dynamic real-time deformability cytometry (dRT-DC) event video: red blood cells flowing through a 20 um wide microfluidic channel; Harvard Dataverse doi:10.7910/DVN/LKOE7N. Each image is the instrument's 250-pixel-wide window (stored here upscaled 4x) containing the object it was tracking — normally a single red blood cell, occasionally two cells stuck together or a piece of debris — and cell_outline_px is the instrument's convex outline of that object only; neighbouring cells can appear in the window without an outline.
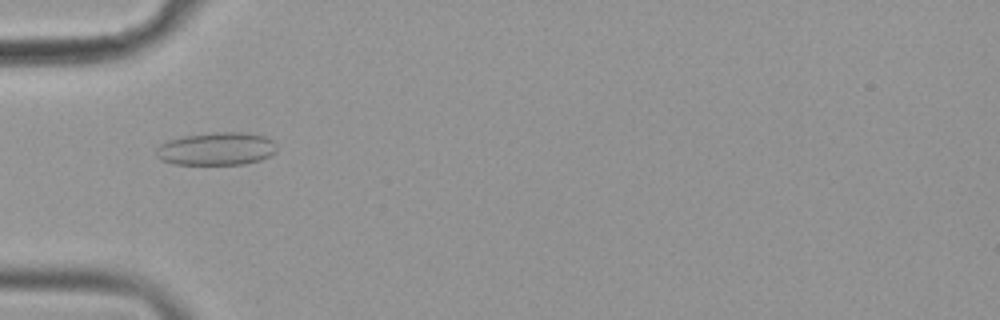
{"species": "common noctule bat (a hibernating species)", "species_latin": "Nyctalus noctula", "temperature_condition": "cold", "stored_images_in_passage": 57, "camera_frame_rate_fps": 3000, "um_per_image_px": 0.085, "animal": {"sex": "female", "body_mass_g": 19.9}, "frame": {"image": 1, "passage_image": 19, "time_ms": 6.0, "image_size_px": [1000, 320], "cell_outline_px": [[276, 152], [260, 160], [244, 164], [172, 164], [160, 160], [156, 156], [156, 148], [160, 144], [168, 140], [184, 136], [212, 132], [248, 132], [264, 136], [272, 140], [276, 144]], "centroid_in_image_um": [18.39, 12.64], "position_along_channel_um": 66.6, "area_um2": 23.29}}
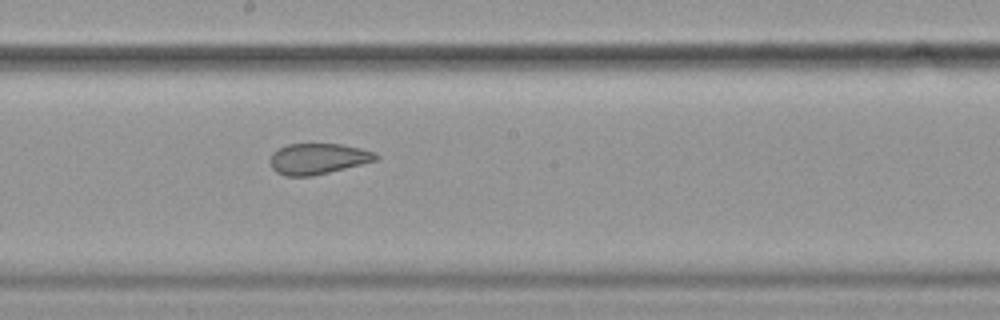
{"frame": {"image": 2, "passage_image": 32, "time_ms": 10.333, "image_size_px": [1000, 320], "cell_outline_px": [[380, 156], [376, 160], [312, 176], [284, 176], [276, 172], [272, 168], [268, 160], [272, 152], [288, 144], [340, 144], [360, 148], [376, 152]], "centroid_in_image_um": [26.99, 13.49], "position_along_channel_um": 221.2, "area_um2": 18.96}}
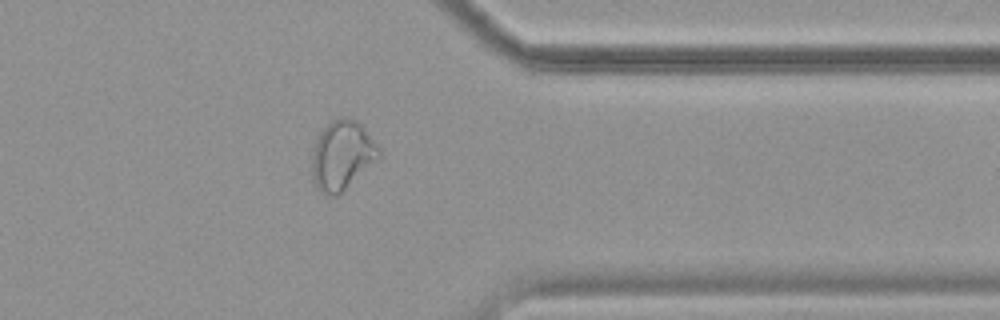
{"frame": {"image": 3, "passage_image": 46, "time_ms": 15.0, "image_size_px": [1000, 320], "cell_outline_px": [[380, 160], [336, 196], [328, 196], [320, 192], [316, 188], [312, 180], [312, 152], [316, 140], [320, 132], [332, 120], [340, 116], [344, 116], [356, 120], [364, 128], [380, 148]], "centroid_in_image_um": [29.08, 13.21], "position_along_channel_um": 382.3, "area_um2": 27.34}, "authors_computed_cell_mechanics": {"area_um2": 25.2586, "velocity_mm_per_s": 3.5937, "shape_relaxation_time_tau1_ms": null, "shape_relaxation_time_tau2_ms": 1.7129, "deformation_change_tau1": null, "deformation_change_tau2": 0.0842}}